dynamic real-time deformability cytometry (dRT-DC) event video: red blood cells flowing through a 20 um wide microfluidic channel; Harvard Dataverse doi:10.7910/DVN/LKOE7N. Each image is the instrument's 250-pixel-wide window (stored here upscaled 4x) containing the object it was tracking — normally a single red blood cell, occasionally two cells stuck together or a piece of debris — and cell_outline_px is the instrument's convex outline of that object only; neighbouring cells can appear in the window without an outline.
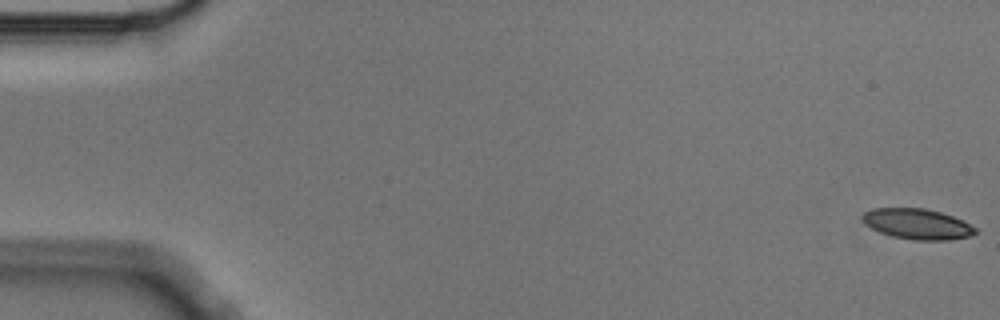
{"species": "Egyptian fruit bat (a non-hibernating species)", "species_latin": "Rousettus aegyptiacus", "temperature_condition": "cold", "stored_images_in_passage": 6, "camera_frame_rate_fps": 3000, "um_per_image_px": 0.085, "animal": {"sex": "male"}, "frame": {"image": 1, "passage_image": 1, "time_ms": 0.0, "image_size_px": [1000, 320], "cell_outline_px": [[976, 232], [972, 236], [948, 240], [916, 240], [892, 236], [880, 232], [864, 224], [860, 216], [864, 212], [872, 208], [924, 208], [940, 212], [952, 216], [976, 228]], "centroid_in_image_um": [77.93, 19.03], "position_along_channel_um": 7.1, "area_um2": 20.0}}
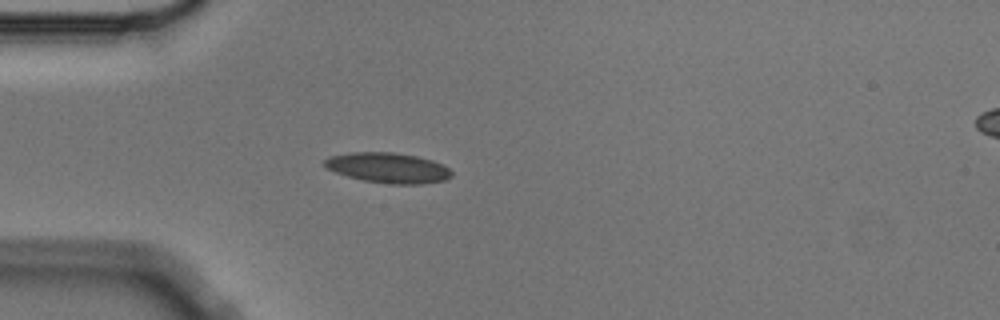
{"frame": {"image": 2, "passage_image": 5, "time_ms": 1.333, "image_size_px": [1000, 320], "cell_outline_px": [[452, 176], [444, 180], [420, 184], [392, 184], [364, 180], [348, 176], [336, 172], [328, 168], [324, 164], [324, 160], [328, 156], [352, 152], [392, 152], [416, 156], [432, 160], [444, 164], [452, 172]], "centroid_in_image_um": [33.0, 14.25], "position_along_channel_um": 52.0, "area_um2": 22.25}}